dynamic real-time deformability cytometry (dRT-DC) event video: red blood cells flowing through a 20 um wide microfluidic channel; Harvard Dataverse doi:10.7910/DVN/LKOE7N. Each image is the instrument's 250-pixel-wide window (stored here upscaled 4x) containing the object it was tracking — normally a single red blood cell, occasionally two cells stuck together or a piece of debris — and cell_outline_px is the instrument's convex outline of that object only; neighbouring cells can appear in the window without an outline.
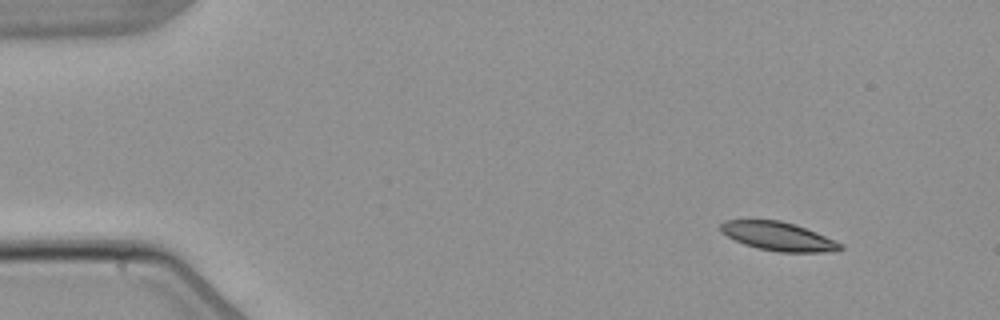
{"species": "common noctule bat (a hibernating species)", "species_latin": "Nyctalus noctula", "temperature_condition": "warm", "stored_images_in_passage": 4, "camera_frame_rate_fps": 3000, "um_per_image_px": 0.085, "animal": {"sex": "male", "body_mass_g": 21.5, "forearm_length_mm": 52.0}, "frame": {"image": 1, "passage_image": 2, "time_ms": 1.0, "image_size_px": [1000, 320], "cell_outline_px": [[844, 248], [836, 252], [780, 252], [756, 248], [744, 244], [720, 232], [720, 224], [724, 220], [780, 220], [796, 224], [816, 232], [844, 244]], "centroid_in_image_um": [66.19, 20.09], "position_along_channel_um": 18.8, "area_um2": 20.17}}